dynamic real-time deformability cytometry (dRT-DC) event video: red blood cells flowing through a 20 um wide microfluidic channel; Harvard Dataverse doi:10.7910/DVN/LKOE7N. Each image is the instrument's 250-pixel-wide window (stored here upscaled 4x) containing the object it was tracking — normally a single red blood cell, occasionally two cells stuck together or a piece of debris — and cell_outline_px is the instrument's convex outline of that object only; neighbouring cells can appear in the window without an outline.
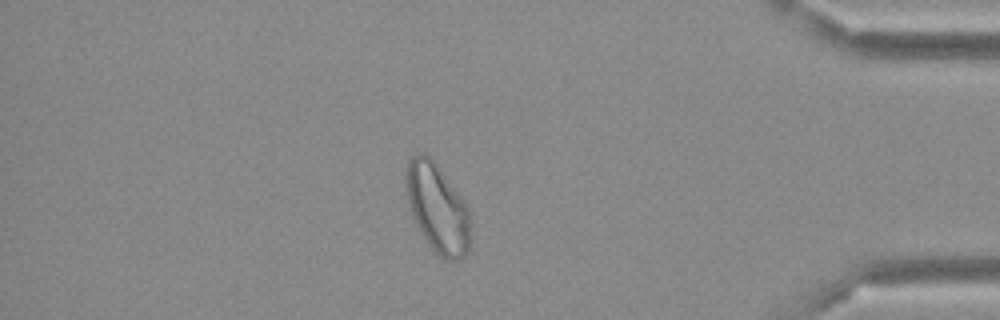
{"species": "Egyptian fruit bat (a non-hibernating species)", "species_latin": "Rousettus aegyptiacus", "temperature_condition": "cold", "stored_images_in_passage": 41, "camera_frame_rate_fps": 3000, "um_per_image_px": 0.085, "frame": {"image": 1, "passage_image": 35, "time_ms": 11.333, "image_size_px": [1000, 320], "cell_outline_px": [[472, 220], [468, 252], [460, 260], [444, 260], [432, 248], [424, 236], [412, 216], [408, 208], [404, 184], [404, 172], [408, 160], [412, 156], [420, 152], [424, 152], [436, 164], [460, 196], [468, 208]], "centroid_in_image_um": [37.16, 17.69], "position_along_channel_um": 398.0, "area_um2": 33.64}}